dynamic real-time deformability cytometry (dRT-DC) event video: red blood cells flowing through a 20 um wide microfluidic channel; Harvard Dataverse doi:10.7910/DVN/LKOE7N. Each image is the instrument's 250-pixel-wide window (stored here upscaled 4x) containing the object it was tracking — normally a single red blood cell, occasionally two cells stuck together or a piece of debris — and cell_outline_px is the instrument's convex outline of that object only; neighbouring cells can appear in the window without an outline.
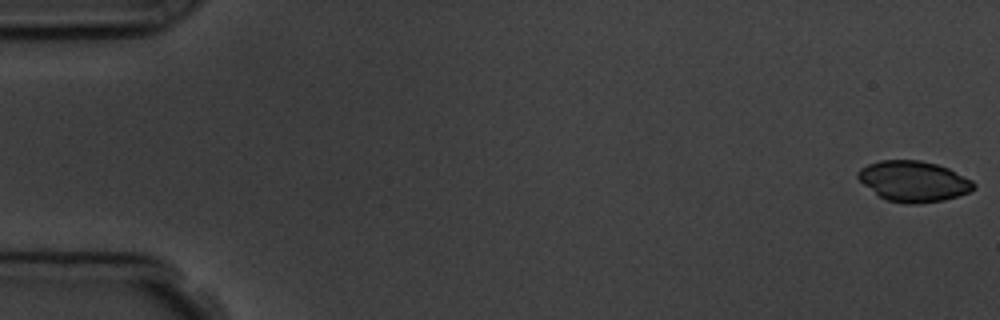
{"species": "common noctule bat (a hibernating species)", "species_latin": "Nyctalus noctula", "temperature_condition": "room temperature", "stored_images_in_passage": 5, "camera_frame_rate_fps": 3000, "um_per_image_px": 0.085, "animal": {"sex": "male", "body_mass_g": 19.5, "forearm_length_mm": 54.6}, "frame": {"image": 1, "passage_image": 1, "time_ms": 0.0, "image_size_px": [1000, 320], "cell_outline_px": [[976, 188], [968, 192], [944, 200], [920, 204], [904, 204], [888, 200], [880, 196], [864, 184], [856, 176], [856, 172], [860, 168], [868, 164], [880, 160], [920, 160], [936, 164], [948, 168], [972, 180], [976, 184]], "centroid_in_image_um": [77.66, 15.41], "position_along_channel_um": 7.3, "area_um2": 27.4}}
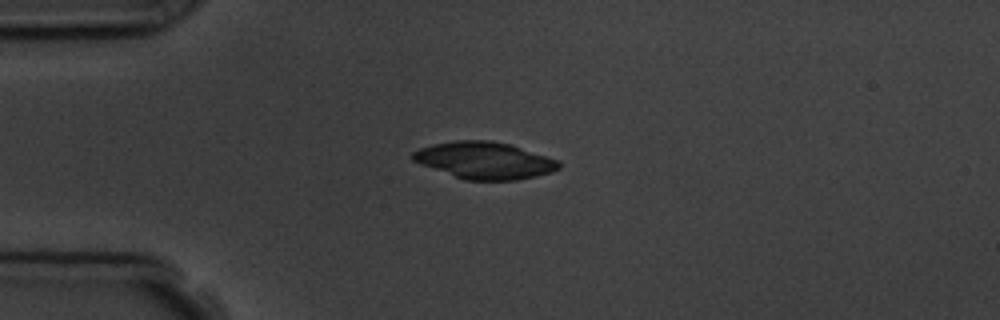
{"frame": {"image": 2, "passage_image": 4, "time_ms": 4.333, "image_size_px": [1000, 320], "cell_outline_px": [[560, 168], [552, 172], [536, 176], [516, 180], [464, 180], [420, 164], [412, 160], [412, 152], [420, 148], [432, 144], [456, 140], [492, 140], [508, 144], [560, 160]], "centroid_in_image_um": [41.18, 13.63], "position_along_channel_um": 43.8, "area_um2": 31.44}}